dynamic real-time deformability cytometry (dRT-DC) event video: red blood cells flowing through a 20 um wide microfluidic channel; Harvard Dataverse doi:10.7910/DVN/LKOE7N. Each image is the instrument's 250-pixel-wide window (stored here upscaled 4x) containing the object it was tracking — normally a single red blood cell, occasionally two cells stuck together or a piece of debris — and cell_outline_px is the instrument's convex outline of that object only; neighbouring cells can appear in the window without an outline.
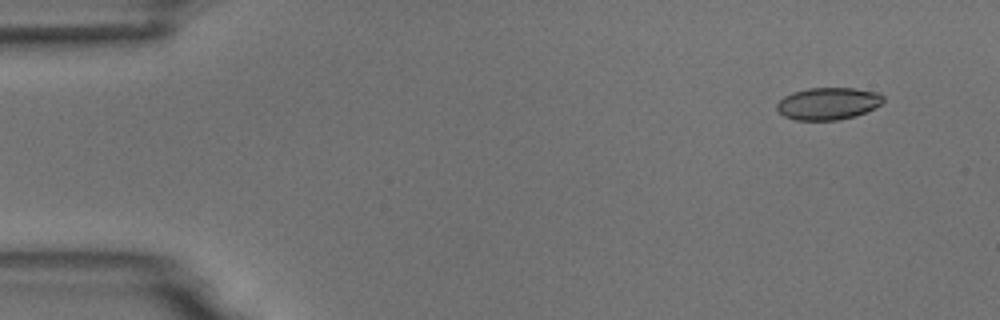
{"species": "common noctule bat (a hibernating species)", "species_latin": "Nyctalus noctula", "temperature_condition": "room temperature", "stored_images_in_passage": 4, "camera_frame_rate_fps": 3000, "um_per_image_px": 0.085, "animal": {"sex": "male", "body_mass_g": 18.8}, "frame": {"image": 1, "passage_image": 1, "time_ms": 0.0, "image_size_px": [1000, 320], "cell_outline_px": [[884, 100], [880, 104], [856, 116], [836, 120], [796, 120], [784, 116], [776, 108], [776, 104], [784, 96], [792, 92], [808, 88], [856, 88], [880, 92], [884, 96]], "centroid_in_image_um": [70.39, 8.79], "position_along_channel_um": 14.6, "area_um2": 20.0}}
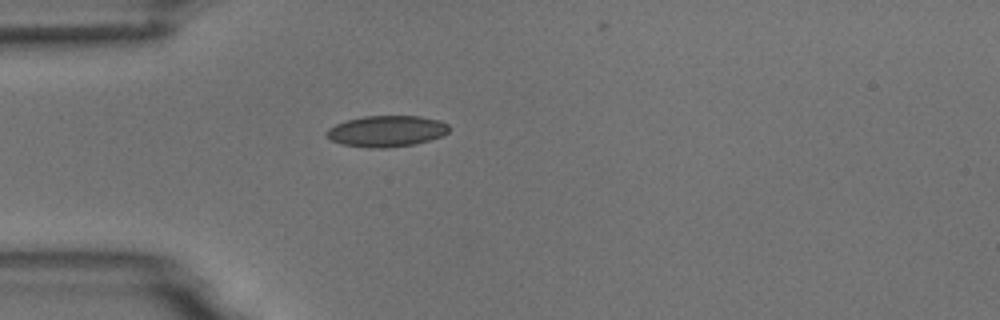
{"frame": {"image": 2, "passage_image": 4, "time_ms": 3.667, "image_size_px": [1000, 320], "cell_outline_px": [[448, 132], [444, 136], [412, 144], [384, 148], [368, 148], [344, 144], [332, 140], [324, 132], [328, 128], [336, 124], [348, 120], [364, 116], [420, 116], [440, 120], [448, 124]], "centroid_in_image_um": [32.87, 11.14], "position_along_channel_um": 52.1, "area_um2": 22.08}}